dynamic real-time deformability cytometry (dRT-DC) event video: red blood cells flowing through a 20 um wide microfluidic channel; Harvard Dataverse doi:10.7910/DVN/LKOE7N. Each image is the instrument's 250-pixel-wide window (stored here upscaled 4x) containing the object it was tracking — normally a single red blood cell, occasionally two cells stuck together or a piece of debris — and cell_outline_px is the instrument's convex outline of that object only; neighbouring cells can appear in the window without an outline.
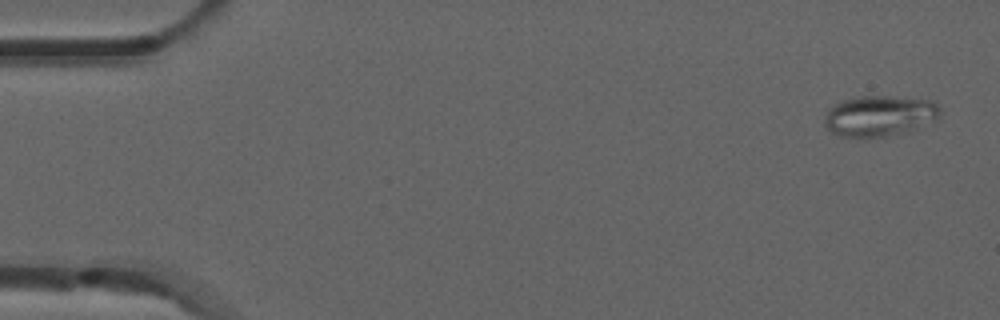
{"species": "common noctule bat (a hibernating species)", "species_latin": "Nyctalus noctula", "temperature_condition": "room temperature", "stored_images_in_passage": 4, "camera_frame_rate_fps": 3000, "um_per_image_px": 0.085, "animal": {"sex": "male", "forearm_length_mm": 52.5}, "frame": {"image": 1, "passage_image": 1, "time_ms": 0.0, "image_size_px": [1000, 320], "cell_outline_px": [[940, 116], [908, 132], [888, 136], [860, 140], [840, 136], [832, 132], [824, 124], [824, 116], [828, 108], [840, 100], [860, 96], [892, 96], [932, 100], [940, 108]], "centroid_in_image_um": [74.69, 9.87], "position_along_channel_um": 10.3, "area_um2": 28.09}}